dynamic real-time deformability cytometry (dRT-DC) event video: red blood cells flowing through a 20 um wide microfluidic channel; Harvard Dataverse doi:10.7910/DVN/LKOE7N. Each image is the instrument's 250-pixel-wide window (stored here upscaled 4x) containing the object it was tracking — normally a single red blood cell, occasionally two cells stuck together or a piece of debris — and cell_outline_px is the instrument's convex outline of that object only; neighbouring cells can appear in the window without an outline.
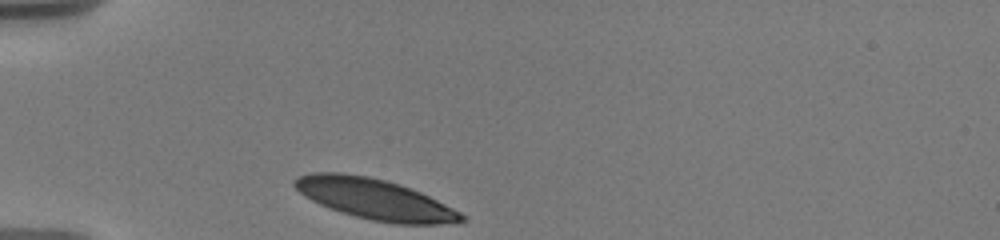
{"species": "human", "species_latin": "Homo sapiens", "temperature_condition": "warm", "stored_images_in_passage": 51, "camera_frame_rate_fps": 3000, "um_per_image_px": 0.085, "donor": {"sex": "male"}, "frame": {"image": 1, "passage_image": 1, "time_ms": 0.0, "image_size_px": [1000, 240], "cell_outline_px": [[464, 220], [436, 224], [396, 224], [372, 220], [340, 212], [320, 204], [304, 196], [292, 184], [292, 180], [300, 176], [312, 172], [340, 172], [368, 176], [400, 184], [412, 188], [460, 212], [464, 216]], "centroid_in_image_um": [31.8, 16.91], "position_along_channel_um": 53.2, "area_um2": 39.07}}
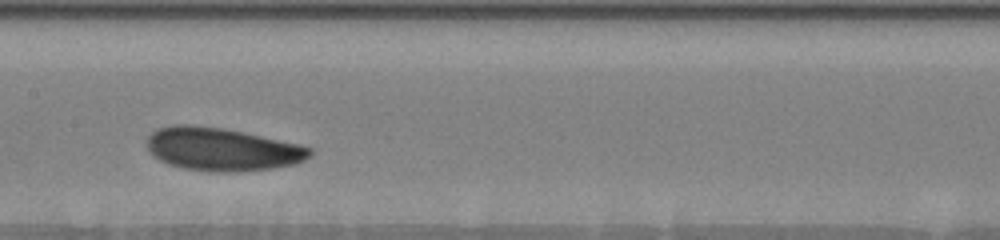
{"frame": {"image": 2, "passage_image": 22, "time_ms": 4.333, "image_size_px": [1000, 240], "cell_outline_px": [[312, 156], [296, 164], [272, 168], [236, 172], [220, 172], [184, 168], [168, 164], [152, 156], [148, 152], [148, 136], [156, 128], [172, 124], [192, 124], [220, 128], [300, 144], [312, 148]], "centroid_in_image_um": [18.85, 12.68], "position_along_channel_um": 188.5, "area_um2": 40.86}}
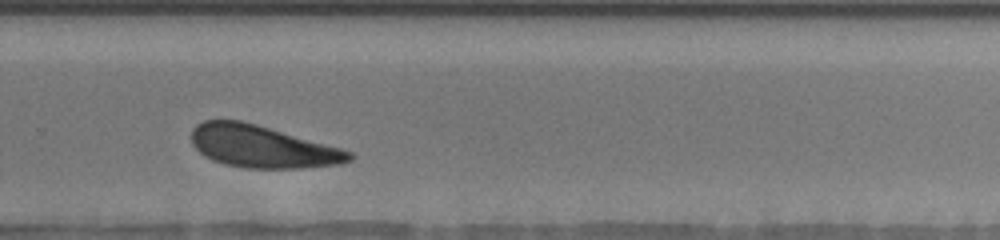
{"frame": {"image": 3, "passage_image": 38, "time_ms": 7.667, "image_size_px": [1000, 240], "cell_outline_px": [[356, 156], [352, 160], [340, 164], [304, 168], [244, 168], [224, 164], [212, 160], [204, 156], [192, 144], [192, 128], [196, 124], [204, 120], [240, 120], [256, 124], [340, 148], [352, 152]], "centroid_in_image_um": [22.28, 12.47], "position_along_channel_um": 307.5, "area_um2": 38.78}, "authors_computed_cell_mechanics": {"area_um2": 39.304, "velocity_mm_per_s": 3.5842, "shape_relaxation_time_tau1_ms": 2.5083, "shape_relaxation_time_tau2_ms": null, "deformation_change_tau1": 0.0858, "deformation_change_tau2": null}}